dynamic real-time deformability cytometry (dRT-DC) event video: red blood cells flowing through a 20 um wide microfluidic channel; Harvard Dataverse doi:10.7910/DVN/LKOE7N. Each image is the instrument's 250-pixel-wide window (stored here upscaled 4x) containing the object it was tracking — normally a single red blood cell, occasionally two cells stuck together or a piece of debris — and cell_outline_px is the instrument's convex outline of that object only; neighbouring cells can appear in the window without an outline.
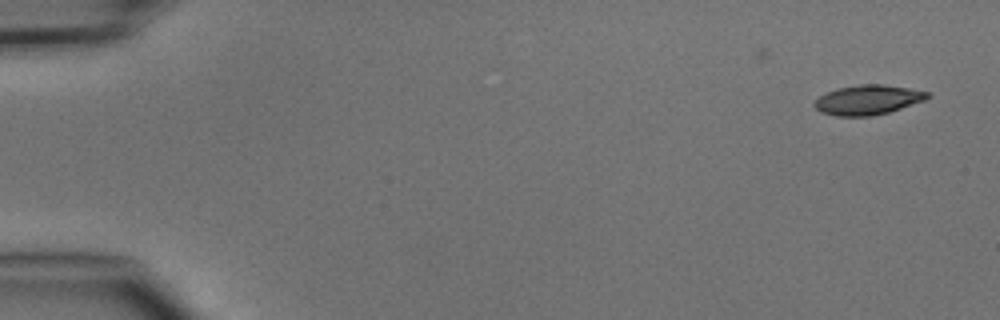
{"species": "common noctule bat (a hibernating species)", "species_latin": "Nyctalus noctula", "temperature_condition": "cold", "stored_images_in_passage": 2, "camera_frame_rate_fps": 3000, "um_per_image_px": 0.085, "animal": {"sex": "male", "body_mass_g": 15.6}, "frame": {"image": 1, "passage_image": 2, "time_ms": 1.0, "image_size_px": [1000, 320], "cell_outline_px": [[932, 96], [924, 100], [888, 112], [872, 116], [836, 116], [820, 112], [812, 104], [820, 96], [828, 92], [840, 88], [860, 84], [884, 84], [908, 88], [928, 92]], "centroid_in_image_um": [73.76, 8.49], "position_along_channel_um": 11.2, "area_um2": 19.36}}